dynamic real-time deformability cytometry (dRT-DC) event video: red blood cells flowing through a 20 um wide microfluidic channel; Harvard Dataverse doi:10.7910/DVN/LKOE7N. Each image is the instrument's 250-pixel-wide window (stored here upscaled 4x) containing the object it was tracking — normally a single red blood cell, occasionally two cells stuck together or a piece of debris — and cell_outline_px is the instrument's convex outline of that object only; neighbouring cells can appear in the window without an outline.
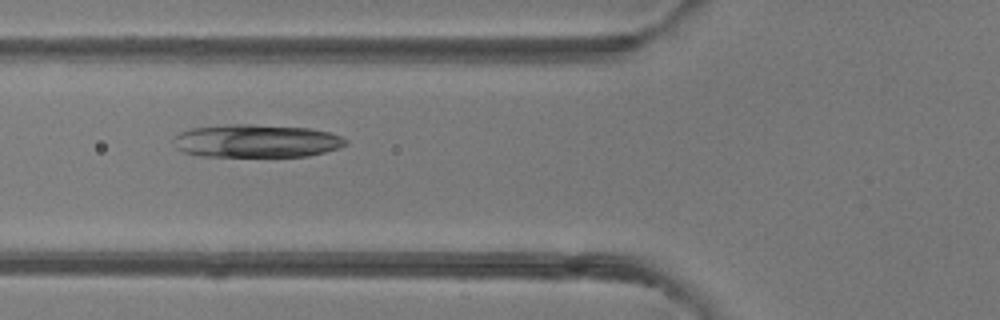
{"species": "common noctule bat (a hibernating species)", "species_latin": "Nyctalus noctula", "temperature_condition": "room temperature", "stored_images_in_passage": 9, "camera_frame_rate_fps": 3000, "um_per_image_px": 0.085, "animal": {"sex": "female"}, "frame": {"image": 1, "passage_image": 6, "time_ms": 7.0, "image_size_px": [1000, 320], "cell_outline_px": [[348, 144], [340, 148], [308, 156], [200, 156], [184, 152], [176, 148], [172, 140], [180, 132], [192, 128], [228, 124], [252, 124], [308, 128], [328, 132], [340, 136], [348, 140]], "centroid_in_image_um": [21.79, 11.98], "position_along_channel_um": 104.0, "area_um2": 33.18}}
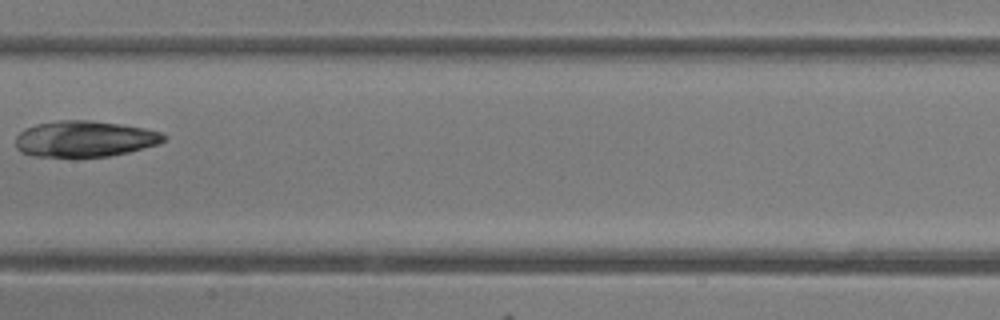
{"frame": {"image": 2, "passage_image": 8, "time_ms": 9.333, "image_size_px": [1000, 320], "cell_outline_px": [[168, 140], [160, 144], [128, 152], [108, 156], [76, 160], [32, 156], [20, 152], [16, 148], [16, 136], [24, 128], [36, 124], [56, 120], [92, 120], [120, 124], [144, 128], [160, 132], [168, 136]], "centroid_in_image_um": [7.17, 11.84], "position_along_channel_um": 200.2, "area_um2": 32.43}}
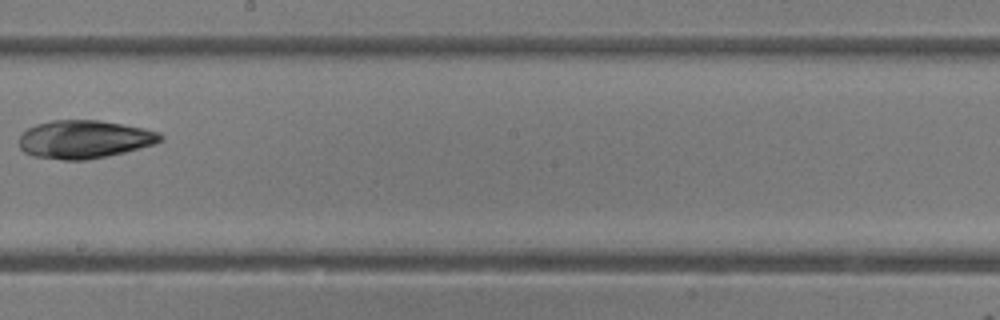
{"frame": {"image": 3, "passage_image": 9, "time_ms": 10.333, "image_size_px": [1000, 320], "cell_outline_px": [[164, 140], [156, 144], [108, 156], [88, 160], [64, 160], [32, 156], [24, 152], [20, 148], [20, 136], [28, 128], [36, 124], [52, 120], [100, 120], [144, 128], [160, 132], [164, 136]], "centroid_in_image_um": [7.2, 11.84], "position_along_channel_um": 241.0, "area_um2": 31.62}}